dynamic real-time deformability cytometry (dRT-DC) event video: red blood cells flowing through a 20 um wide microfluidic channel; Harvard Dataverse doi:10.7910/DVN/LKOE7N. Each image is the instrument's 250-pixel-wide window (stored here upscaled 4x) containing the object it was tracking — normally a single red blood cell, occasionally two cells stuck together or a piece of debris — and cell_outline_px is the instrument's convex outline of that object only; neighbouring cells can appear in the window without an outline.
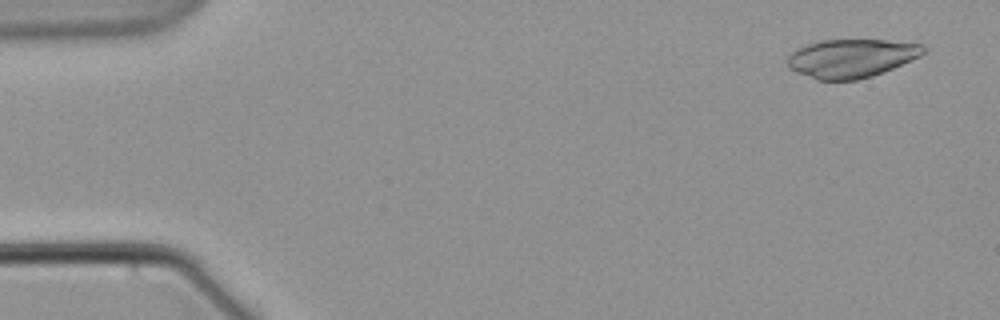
{"species": "common noctule bat (a hibernating species)", "species_latin": "Nyctalus noctula", "temperature_condition": "warm", "stored_images_in_passage": 6, "camera_frame_rate_fps": 3000, "um_per_image_px": 0.085, "animal": {"sex": "male", "body_mass_g": 21.5, "forearm_length_mm": 52.0}, "frame": {"image": 1, "passage_image": 2, "time_ms": 1.0, "image_size_px": [1000, 320], "cell_outline_px": [[924, 52], [920, 56], [892, 68], [872, 76], [856, 80], [816, 80], [796, 72], [788, 68], [784, 60], [796, 48], [820, 40], [884, 40], [924, 44]], "centroid_in_image_um": [72.3, 4.95], "position_along_channel_um": 12.7, "area_um2": 30.58}}